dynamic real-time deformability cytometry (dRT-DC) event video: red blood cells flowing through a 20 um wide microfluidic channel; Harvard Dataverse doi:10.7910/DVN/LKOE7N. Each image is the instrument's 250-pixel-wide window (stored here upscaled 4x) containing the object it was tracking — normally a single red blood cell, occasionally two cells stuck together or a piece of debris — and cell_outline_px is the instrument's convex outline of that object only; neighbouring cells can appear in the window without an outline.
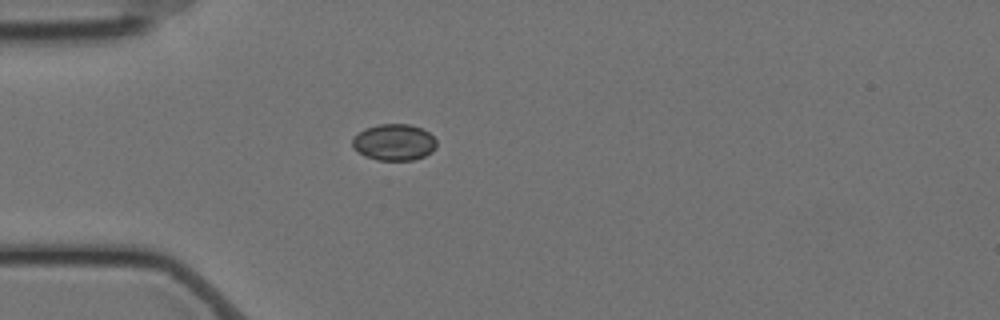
{"species": "Egyptian fruit bat (a non-hibernating species)", "species_latin": "Rousettus aegyptiacus", "temperature_condition": "cold", "stored_images_in_passage": 23, "camera_frame_rate_fps": 3000, "um_per_image_px": 0.085, "animal": {"sex": "female"}, "frame": {"image": 1, "passage_image": 1, "time_ms": 0.0, "image_size_px": [1000, 320], "cell_outline_px": [[436, 148], [432, 152], [424, 156], [412, 160], [376, 160], [364, 156], [352, 148], [352, 140], [364, 128], [380, 124], [408, 124], [420, 128], [428, 132], [436, 140]], "centroid_in_image_um": [33.49, 12.1], "position_along_channel_um": 51.5, "area_um2": 17.86}}
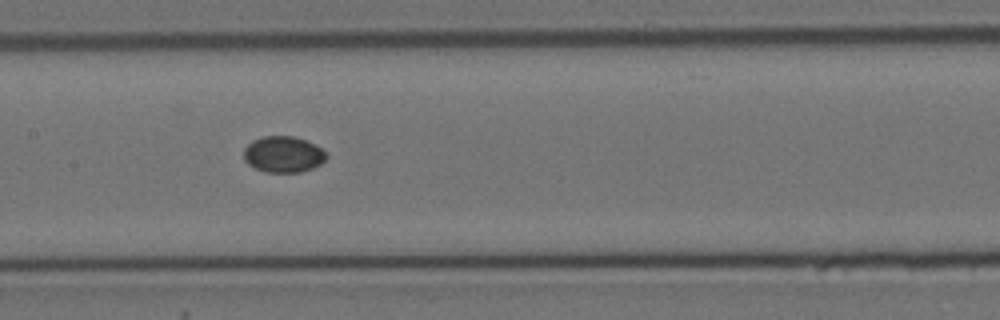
{"frame": {"image": 2, "passage_image": 13, "time_ms": 4.0, "image_size_px": [1000, 320], "cell_outline_px": [[328, 156], [320, 164], [312, 168], [300, 172], [264, 172], [248, 164], [244, 160], [244, 148], [252, 140], [264, 136], [292, 136], [316, 144]], "centroid_in_image_um": [24.06, 13.12], "position_along_channel_um": 183.3, "area_um2": 17.34}}
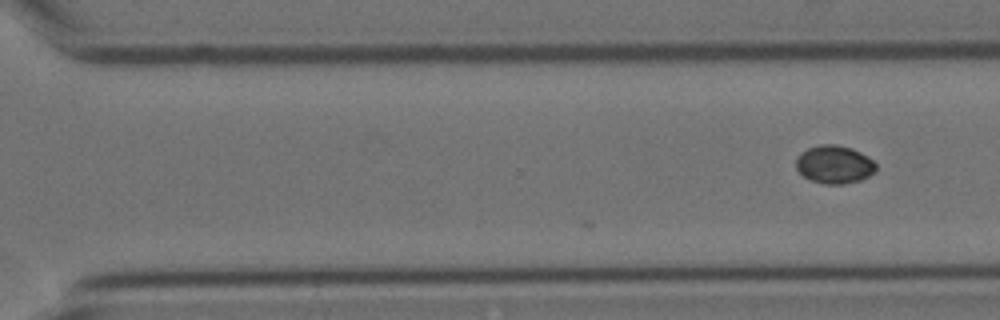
{"frame": {"image": 3, "passage_image": 23, "time_ms": 7.333, "image_size_px": [1000, 320], "cell_outline_px": [[876, 172], [860, 180], [844, 184], [824, 184], [808, 180], [796, 168], [796, 156], [800, 152], [808, 148], [820, 144], [836, 144], [852, 148], [860, 152], [872, 160], [876, 164]], "centroid_in_image_um": [70.9, 13.98], "position_along_channel_um": 299.7, "area_um2": 17.92}}